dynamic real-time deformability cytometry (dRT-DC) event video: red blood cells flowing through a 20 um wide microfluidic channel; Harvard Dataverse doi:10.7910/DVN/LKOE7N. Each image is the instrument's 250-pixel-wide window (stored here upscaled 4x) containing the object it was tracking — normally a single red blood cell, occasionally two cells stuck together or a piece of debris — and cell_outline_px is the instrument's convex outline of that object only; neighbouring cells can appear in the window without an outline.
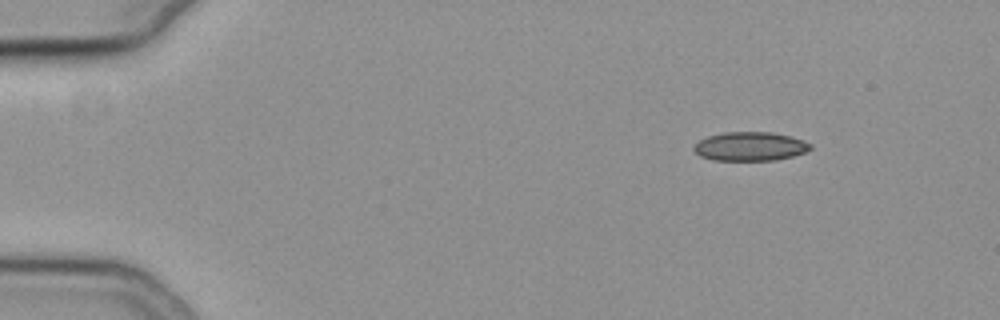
{"species": "common noctule bat (a hibernating species)", "species_latin": "Nyctalus noctula", "temperature_condition": "cold", "stored_images_in_passage": 49, "camera_frame_rate_fps": 3000, "um_per_image_px": 0.085, "animal": {"sex": "female", "body_mass_g": 19.3, "forearm_length_mm": 54.1}, "frame": {"image": 1, "passage_image": 1, "time_ms": 0.0, "image_size_px": [1000, 320], "cell_outline_px": [[812, 148], [804, 152], [792, 156], [776, 160], [712, 160], [700, 156], [692, 148], [700, 140], [708, 136], [724, 132], [772, 132], [804, 140], [812, 144]], "centroid_in_image_um": [63.76, 12.44], "position_along_channel_um": 21.2, "area_um2": 19.54}}
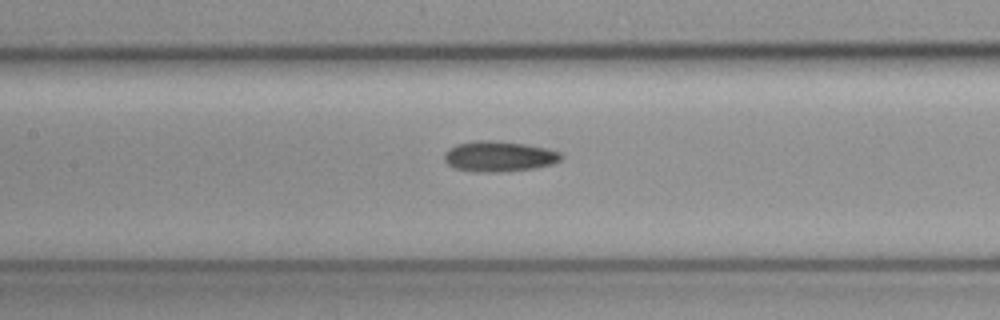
{"frame": {"image": 2, "passage_image": 20, "time_ms": 6.333, "image_size_px": [1000, 320], "cell_outline_px": [[564, 156], [560, 160], [552, 164], [536, 168], [500, 172], [476, 172], [456, 168], [448, 164], [444, 160], [444, 152], [448, 148], [456, 144], [476, 140], [492, 140], [524, 144], [548, 148], [560, 152]], "centroid_in_image_um": [42.41, 13.29], "position_along_channel_um": 165.0, "area_um2": 20.92}}
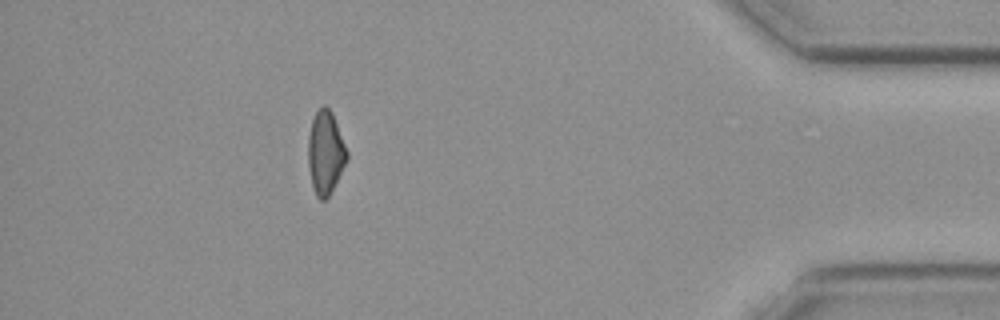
{"frame": {"image": 3, "passage_image": 43, "time_ms": 14.0, "image_size_px": [1000, 320], "cell_outline_px": [[348, 160], [328, 196], [324, 200], [320, 200], [316, 196], [312, 184], [308, 168], [308, 136], [312, 120], [316, 112], [324, 104], [332, 112], [348, 152]], "centroid_in_image_um": [27.66, 12.97], "position_along_channel_um": 407.5, "area_um2": 18.73}}